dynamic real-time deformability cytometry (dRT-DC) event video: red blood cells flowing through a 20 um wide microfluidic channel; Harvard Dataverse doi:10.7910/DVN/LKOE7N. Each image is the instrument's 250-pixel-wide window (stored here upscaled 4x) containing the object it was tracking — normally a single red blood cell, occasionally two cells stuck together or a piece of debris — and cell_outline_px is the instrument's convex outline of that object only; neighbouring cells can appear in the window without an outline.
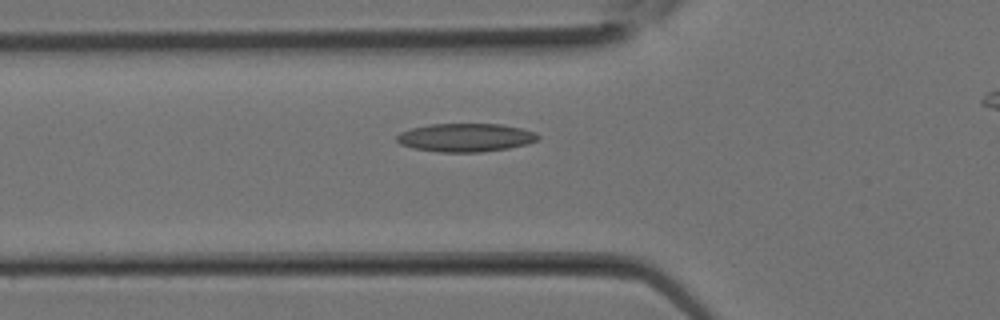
{"species": "Egyptian fruit bat (a non-hibernating species)", "species_latin": "Rousettus aegyptiacus", "temperature_condition": "room temperature", "stored_images_in_passage": 18, "camera_frame_rate_fps": 3000, "um_per_image_px": 0.085, "animal": {"sex": "female"}, "frame": {"image": 1, "passage_image": 9, "time_ms": 2.667, "image_size_px": [1000, 320], "cell_outline_px": [[540, 140], [528, 144], [508, 148], [480, 152], [440, 152], [412, 148], [400, 144], [396, 140], [396, 136], [400, 132], [412, 128], [428, 124], [500, 124], [520, 128], [536, 132], [540, 136]], "centroid_in_image_um": [39.59, 11.69], "position_along_channel_um": 86.2, "area_um2": 23.47}}
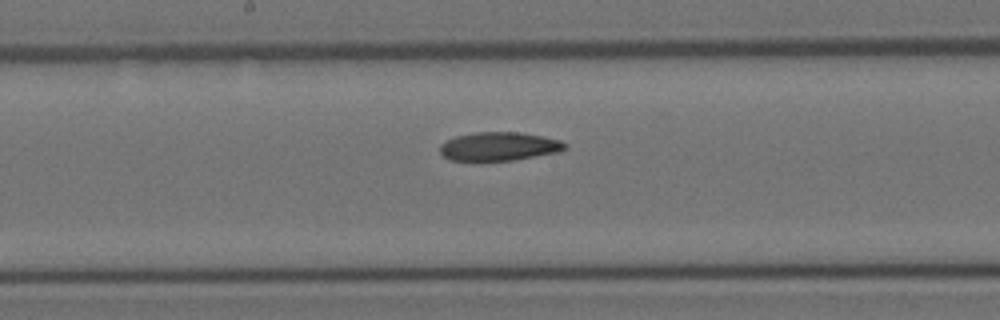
{"frame": {"image": 2, "passage_image": 14, "time_ms": 4.333, "image_size_px": [1000, 320], "cell_outline_px": [[568, 148], [560, 152], [512, 160], [448, 160], [440, 152], [440, 144], [444, 140], [456, 136], [476, 132], [520, 132], [544, 136], [560, 140], [568, 144]], "centroid_in_image_um": [42.44, 12.43], "position_along_channel_um": 205.8, "area_um2": 20.98}}
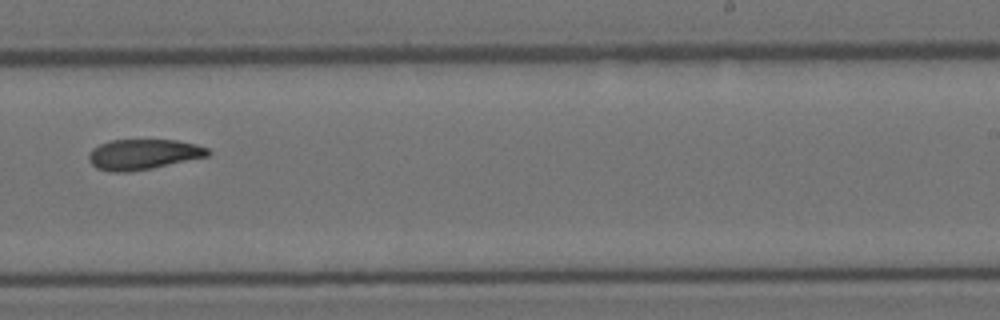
{"frame": {"image": 3, "passage_image": 17, "time_ms": 5.333, "image_size_px": [1000, 320], "cell_outline_px": [[212, 152], [208, 156], [152, 168], [128, 172], [108, 172], [96, 168], [88, 160], [88, 156], [92, 148], [100, 144], [112, 140], [176, 140], [196, 144], [208, 148]], "centroid_in_image_um": [12.16, 13.12], "position_along_channel_um": 276.8, "area_um2": 21.15}}